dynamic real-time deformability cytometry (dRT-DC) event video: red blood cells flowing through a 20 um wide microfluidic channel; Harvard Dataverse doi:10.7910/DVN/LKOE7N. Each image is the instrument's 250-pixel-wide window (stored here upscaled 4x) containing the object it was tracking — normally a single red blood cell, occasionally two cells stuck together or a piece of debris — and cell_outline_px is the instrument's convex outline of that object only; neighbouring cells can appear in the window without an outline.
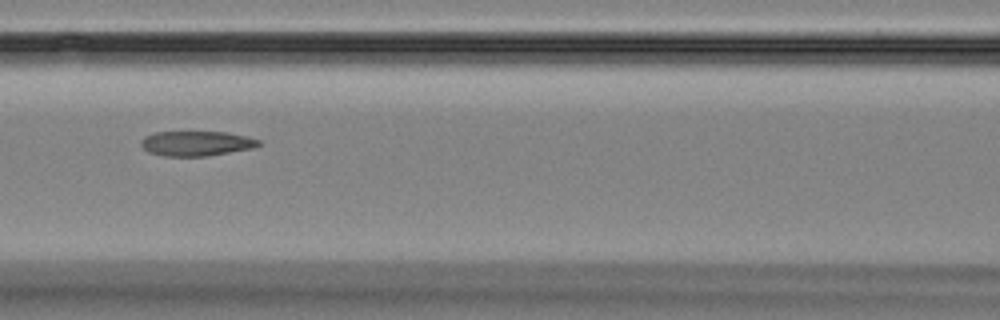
{"species": "Egyptian fruit bat (a non-hibernating species)", "species_latin": "Rousettus aegyptiacus", "temperature_condition": "room temperature", "stored_images_in_passage": 13, "camera_frame_rate_fps": 3000, "um_per_image_px": 0.085, "animal": {"sex": "female"}, "frame": {"image": 1, "passage_image": 6, "time_ms": 6.667, "image_size_px": [1000, 320], "cell_outline_px": [[260, 144], [252, 148], [208, 156], [164, 156], [148, 152], [140, 144], [140, 140], [144, 136], [152, 132], [228, 132], [248, 136], [260, 140]], "centroid_in_image_um": [16.67, 12.18], "position_along_channel_um": 149.9, "area_um2": 17.17}}
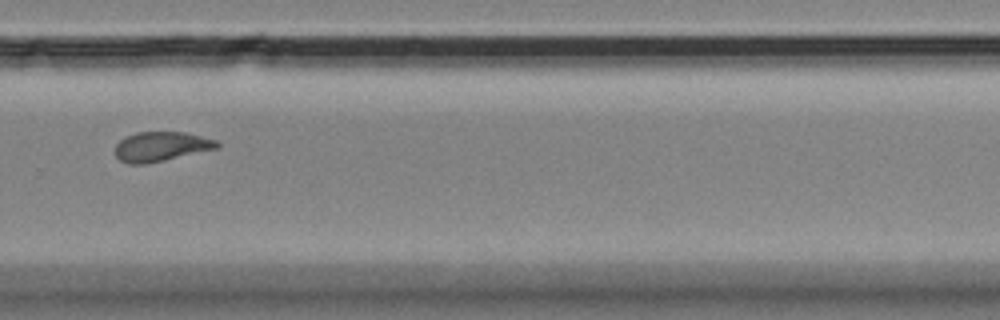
{"frame": {"image": 2, "passage_image": 10, "time_ms": 11.333, "image_size_px": [1000, 320], "cell_outline_px": [[220, 148], [148, 164], [128, 164], [120, 160], [116, 156], [116, 144], [124, 136], [136, 132], [184, 132], [216, 140], [220, 144]], "centroid_in_image_um": [13.69, 12.46], "position_along_channel_um": 316.1, "area_um2": 17.74}}
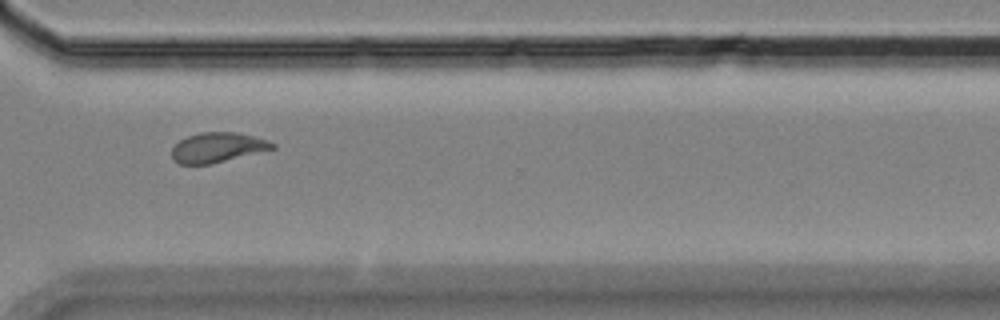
{"frame": {"image": 3, "passage_image": 11, "time_ms": 12.333, "image_size_px": [1000, 320], "cell_outline_px": [[276, 148], [212, 164], [180, 164], [172, 160], [172, 148], [180, 140], [188, 136], [200, 132], [236, 132], [256, 136], [268, 140], [276, 144]], "centroid_in_image_um": [18.51, 12.53], "position_along_channel_um": 352.1, "area_um2": 17.63}, "authors_computed_cell_mechanics": {"area_um2": 17.7446, "velocity_mm_per_s": 3.5638, "shape_relaxation_time_tau1_ms": null, "shape_relaxation_time_tau2_ms": 6.7001, "deformation_change_tau1": null, "deformation_change_tau2": 0.1207}}